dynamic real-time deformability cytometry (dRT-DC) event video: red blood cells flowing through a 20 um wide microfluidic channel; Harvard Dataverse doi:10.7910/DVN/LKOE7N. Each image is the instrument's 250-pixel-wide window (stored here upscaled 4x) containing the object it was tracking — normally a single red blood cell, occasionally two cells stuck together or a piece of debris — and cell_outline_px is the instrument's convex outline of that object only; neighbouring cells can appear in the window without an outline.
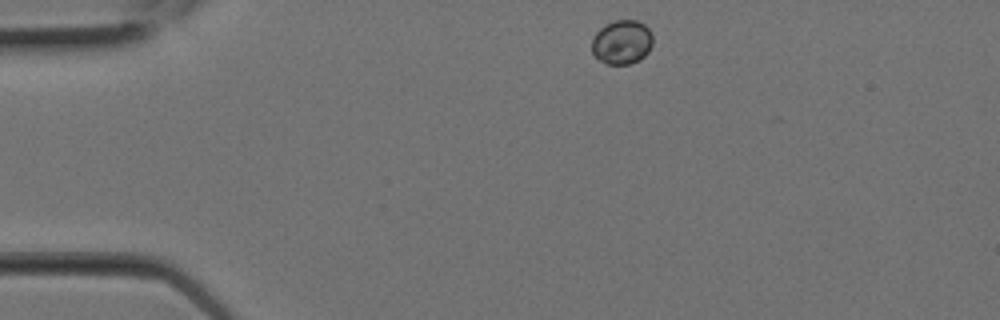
{"species": "Egyptian fruit bat (a non-hibernating species)", "species_latin": "Rousettus aegyptiacus", "temperature_condition": "room temperature", "stored_images_in_passage": 5, "camera_frame_rate_fps": 3000, "um_per_image_px": 0.085, "animal": {"sex": "female"}, "frame": {"image": 1, "passage_image": 1, "time_ms": 0.0, "image_size_px": [1000, 320], "cell_outline_px": [[652, 44], [648, 52], [640, 60], [632, 64], [608, 64], [600, 60], [592, 52], [592, 40], [596, 32], [604, 24], [616, 20], [636, 20], [644, 24], [652, 32]], "centroid_in_image_um": [52.87, 3.58], "position_along_channel_um": 32.1, "area_um2": 15.78}}
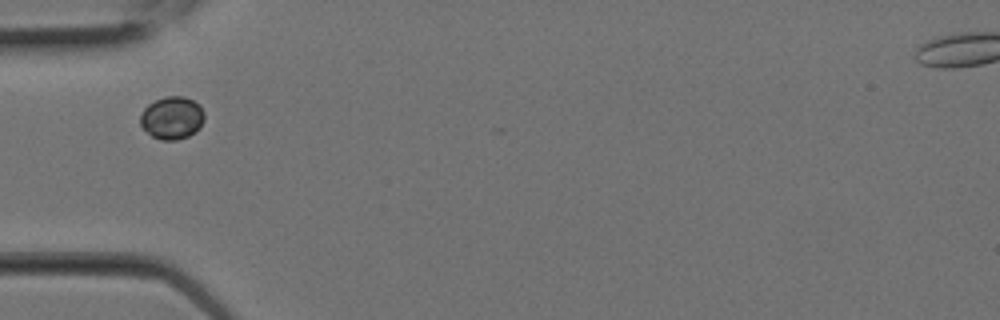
{"frame": {"image": 2, "passage_image": 4, "time_ms": 1.0, "image_size_px": [1000, 320], "cell_outline_px": [[204, 120], [200, 128], [196, 132], [188, 136], [176, 140], [160, 140], [152, 136], [140, 124], [140, 112], [148, 104], [164, 96], [184, 96], [200, 104], [204, 112]], "centroid_in_image_um": [14.63, 10.01], "position_along_channel_um": 70.4, "area_um2": 16.13}}